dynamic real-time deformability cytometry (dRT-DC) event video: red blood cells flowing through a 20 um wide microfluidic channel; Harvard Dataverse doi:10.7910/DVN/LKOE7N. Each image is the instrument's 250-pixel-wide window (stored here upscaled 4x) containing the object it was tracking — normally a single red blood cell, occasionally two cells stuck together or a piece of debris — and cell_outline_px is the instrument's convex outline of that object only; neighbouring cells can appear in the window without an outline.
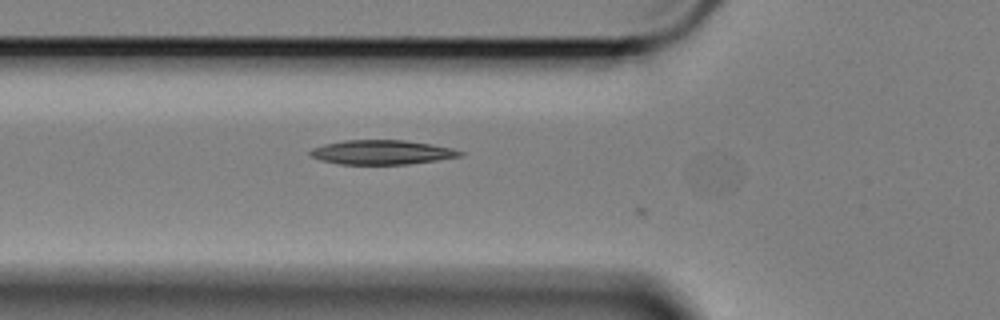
{"species": "Egyptian fruit bat (a non-hibernating species)", "species_latin": "Rousettus aegyptiacus", "temperature_condition": "cold", "stored_images_in_passage": 5, "camera_frame_rate_fps": 3000, "um_per_image_px": 0.085, "animal": {"sex": "female"}, "frame": {"image": 1, "passage_image": 3, "time_ms": 0.667, "image_size_px": [1000, 320], "cell_outline_px": [[464, 152], [460, 156], [436, 160], [408, 164], [340, 164], [320, 160], [312, 156], [308, 152], [312, 148], [324, 144], [344, 140], [404, 140], [432, 144], [452, 148]], "centroid_in_image_um": [32.43, 12.94], "position_along_channel_um": 93.4, "area_um2": 21.15}}